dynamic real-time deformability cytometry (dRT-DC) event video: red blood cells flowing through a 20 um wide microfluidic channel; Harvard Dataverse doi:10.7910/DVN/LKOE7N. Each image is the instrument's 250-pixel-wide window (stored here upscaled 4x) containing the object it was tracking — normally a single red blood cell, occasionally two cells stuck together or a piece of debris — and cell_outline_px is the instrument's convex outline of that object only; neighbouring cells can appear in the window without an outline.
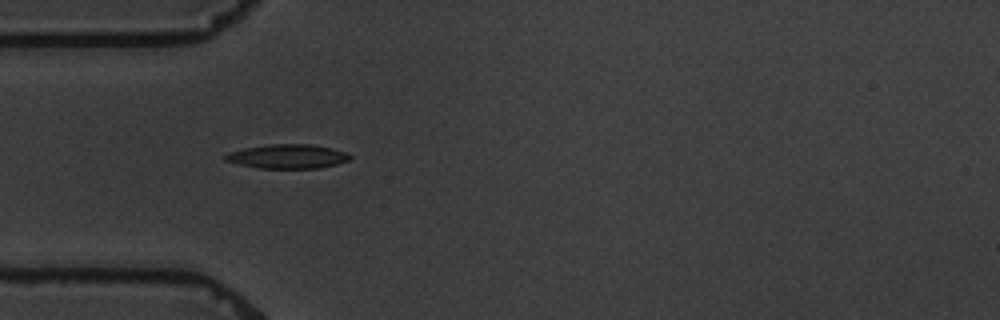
{"species": "common noctule bat (a hibernating species)", "species_latin": "Nyctalus noctula", "temperature_condition": "warm", "stored_images_in_passage": 4, "camera_frame_rate_fps": 3000, "um_per_image_px": 0.085, "animal": {"sex": "male", "body_mass_g": 19.5, "forearm_length_mm": 54.6}, "frame": {"image": 1, "passage_image": 4, "time_ms": 3.333, "image_size_px": [1000, 320], "cell_outline_px": [[352, 156], [348, 160], [336, 164], [320, 168], [260, 168], [240, 164], [224, 160], [224, 156], [228, 152], [244, 148], [268, 144], [308, 144], [332, 148], [348, 152]], "centroid_in_image_um": [24.46, 13.29], "position_along_channel_um": 60.5, "area_um2": 17.51}}